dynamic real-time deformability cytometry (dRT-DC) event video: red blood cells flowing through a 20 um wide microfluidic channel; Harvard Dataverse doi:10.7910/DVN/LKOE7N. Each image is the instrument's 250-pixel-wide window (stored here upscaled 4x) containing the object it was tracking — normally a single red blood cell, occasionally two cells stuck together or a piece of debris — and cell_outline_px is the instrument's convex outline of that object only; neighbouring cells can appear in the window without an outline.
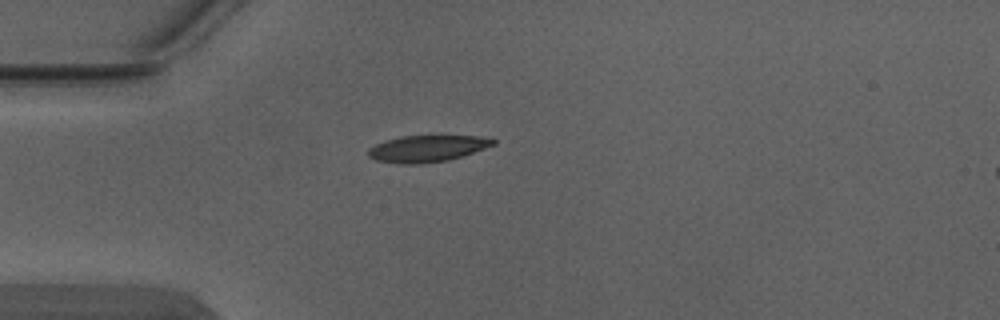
{"species": "Egyptian fruit bat (a non-hibernating species)", "species_latin": "Rousettus aegyptiacus", "temperature_condition": "warm", "stored_images_in_passage": 2, "camera_frame_rate_fps": 3000, "um_per_image_px": 0.085, "animal": {"sex": "male"}, "frame": {"image": 1, "passage_image": 1, "time_ms": 0.0, "image_size_px": [1000, 320], "cell_outline_px": [[496, 144], [448, 160], [420, 164], [400, 164], [376, 160], [368, 156], [368, 148], [376, 144], [400, 136], [480, 136], [496, 140]], "centroid_in_image_um": [36.28, 12.63], "position_along_channel_um": 48.7, "area_um2": 19.13}}